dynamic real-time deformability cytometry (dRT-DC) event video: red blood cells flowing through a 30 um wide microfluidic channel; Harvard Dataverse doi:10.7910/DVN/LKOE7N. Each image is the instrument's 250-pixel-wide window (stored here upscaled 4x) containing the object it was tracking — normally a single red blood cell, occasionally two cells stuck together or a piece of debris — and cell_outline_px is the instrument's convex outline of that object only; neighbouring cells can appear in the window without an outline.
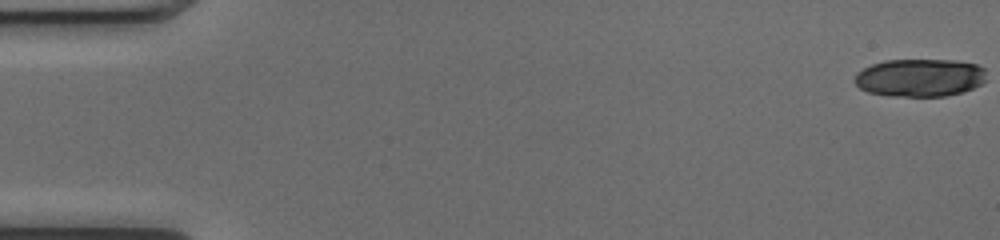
{"species": "common noctule bat (a hibernating species)", "species_latin": "Nyctalus noctula", "temperature_condition": "cold", "stored_images_in_passage": 19, "camera_frame_rate_fps": 3000, "um_per_image_px": 0.085, "animal": {"sex": "female", "body_mass_g": 17.0, "forearm_length_mm": 48.0}, "frame": {"image": 1, "passage_image": 1, "time_ms": 0.0, "image_size_px": [1000, 240], "cell_outline_px": [[984, 80], [980, 84], [972, 88], [960, 92], [944, 96], [888, 96], [868, 92], [860, 88], [856, 84], [856, 72], [872, 64], [884, 60], [956, 60], [976, 64], [984, 68]], "centroid_in_image_um": [78.16, 6.6], "position_along_channel_um": 6.8, "area_um2": 28.9}}